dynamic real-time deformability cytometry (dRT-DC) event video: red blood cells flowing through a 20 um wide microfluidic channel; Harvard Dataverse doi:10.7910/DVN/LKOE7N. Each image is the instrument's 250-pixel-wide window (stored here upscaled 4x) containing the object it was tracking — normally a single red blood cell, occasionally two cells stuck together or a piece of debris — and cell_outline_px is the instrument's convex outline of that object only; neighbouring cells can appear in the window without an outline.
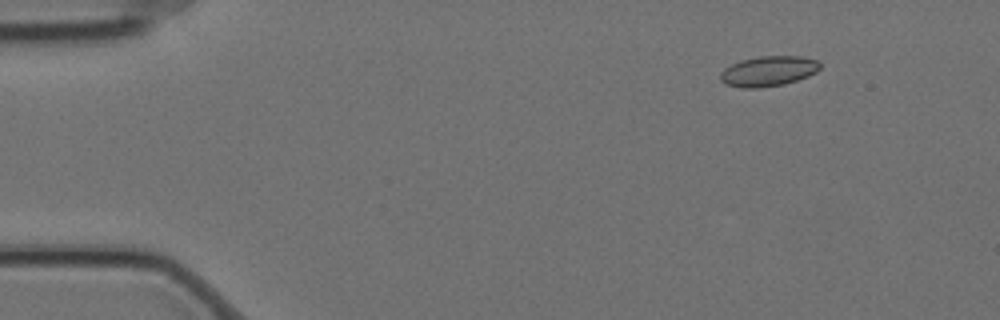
{"species": "Egyptian fruit bat (a non-hibernating species)", "species_latin": "Rousettus aegyptiacus", "temperature_condition": "cold", "stored_images_in_passage": 4, "camera_frame_rate_fps": 3000, "um_per_image_px": 0.085, "animal": {"sex": "female"}, "frame": {"image": 1, "passage_image": 2, "time_ms": 0.333, "image_size_px": [1000, 320], "cell_outline_px": [[820, 68], [816, 72], [808, 76], [784, 84], [760, 88], [740, 88], [724, 84], [720, 80], [720, 72], [724, 68], [740, 60], [760, 56], [800, 56], [816, 60], [820, 64]], "centroid_in_image_um": [65.27, 6.05], "position_along_channel_um": 19.7, "area_um2": 17.63}}
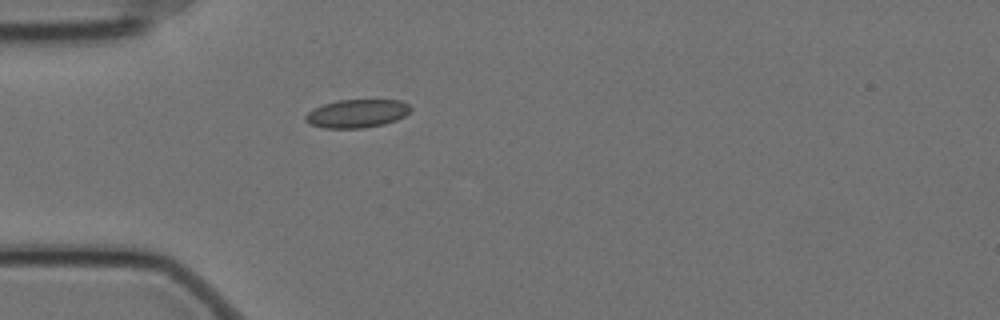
{"frame": {"image": 2, "passage_image": 4, "time_ms": 1.0, "image_size_px": [1000, 320], "cell_outline_px": [[412, 108], [404, 116], [396, 120], [384, 124], [364, 128], [324, 128], [308, 124], [304, 120], [304, 116], [308, 112], [324, 104], [340, 100], [400, 100], [408, 104]], "centroid_in_image_um": [30.33, 9.66], "position_along_channel_um": 54.7, "area_um2": 17.28}}